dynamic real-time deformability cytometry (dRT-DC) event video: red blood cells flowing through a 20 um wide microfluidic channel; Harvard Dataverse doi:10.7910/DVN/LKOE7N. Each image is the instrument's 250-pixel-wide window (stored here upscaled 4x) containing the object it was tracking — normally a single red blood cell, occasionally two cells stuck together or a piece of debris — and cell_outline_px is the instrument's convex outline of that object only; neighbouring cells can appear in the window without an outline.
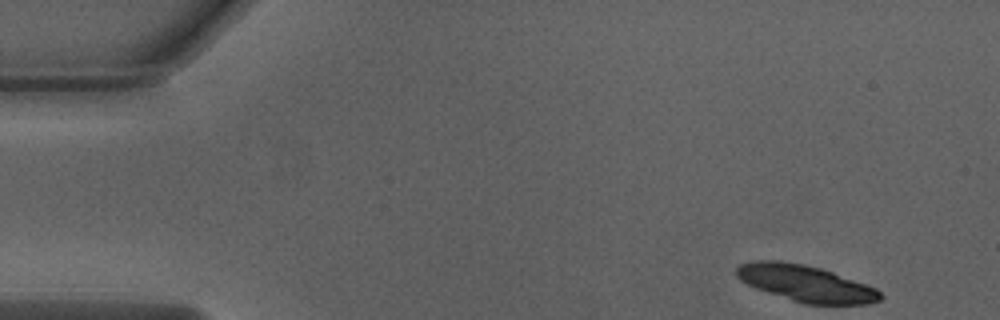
{"species": "Egyptian fruit bat (a non-hibernating species)", "species_latin": "Rousettus aegyptiacus", "temperature_condition": "warm", "stored_images_in_passage": 49, "camera_frame_rate_fps": 3000, "um_per_image_px": 0.085, "animal": {"sex": "male"}, "frame": {"image": 1, "passage_image": 1, "time_ms": 0.0, "image_size_px": [1000, 320], "cell_outline_px": [[884, 296], [880, 300], [868, 304], [804, 304], [756, 288], [740, 280], [736, 276], [736, 268], [740, 264], [752, 260], [780, 260], [804, 264], [820, 268], [832, 272], [876, 288]], "centroid_in_image_um": [68.47, 24.08], "position_along_channel_um": 16.5, "area_um2": 30.4}}
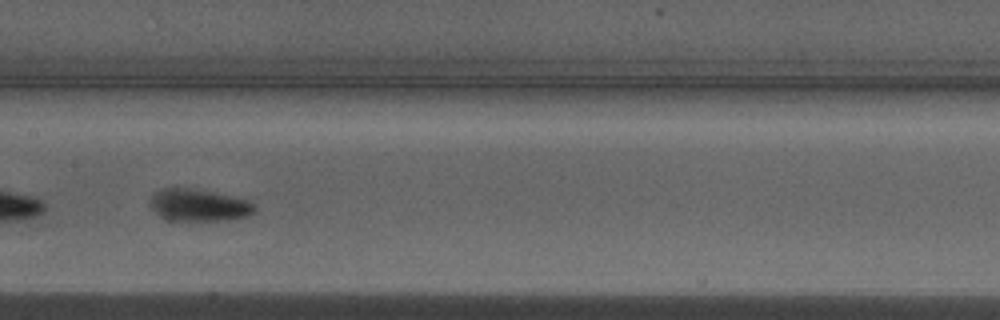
{"frame": {"image": 2, "passage_image": 23, "time_ms": 7.333, "image_size_px": [1000, 320], "cell_outline_px": [[256, 212], [248, 216], [216, 220], [164, 220], [148, 204], [152, 192], [160, 188], [188, 188], [212, 192], [248, 200], [256, 208]], "centroid_in_image_um": [16.82, 17.43], "position_along_channel_um": 190.6, "area_um2": 19.48}}
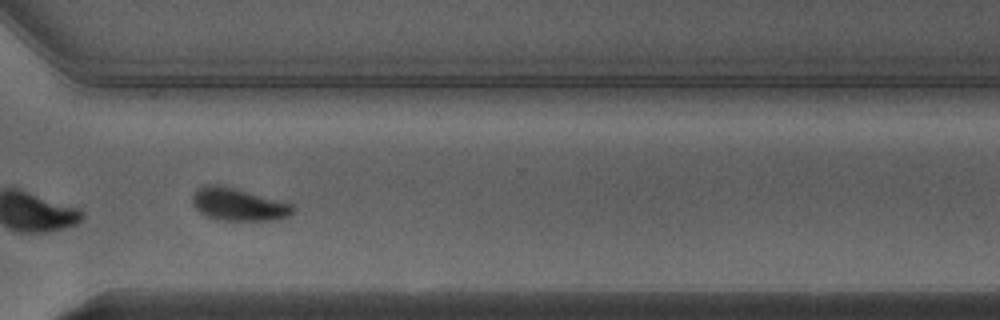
{"frame": {"image": 3, "passage_image": 35, "time_ms": 11.333, "image_size_px": [1000, 320], "cell_outline_px": [[296, 208], [288, 216], [272, 220], [216, 220], [204, 216], [192, 204], [192, 196], [196, 188], [204, 184], [220, 184], [284, 200], [292, 204]], "centroid_in_image_um": [20.24, 17.35], "position_along_channel_um": 350.4, "area_um2": 19.59}, "authors_computed_cell_mechanics": {"area_um2": 19.363, "velocity_mm_per_s": 4.0006, "shape_relaxation_time_tau1_ms": 4.4048, "shape_relaxation_time_tau2_ms": null, "deformation_change_tau1": 0.1753, "deformation_change_tau2": null}}